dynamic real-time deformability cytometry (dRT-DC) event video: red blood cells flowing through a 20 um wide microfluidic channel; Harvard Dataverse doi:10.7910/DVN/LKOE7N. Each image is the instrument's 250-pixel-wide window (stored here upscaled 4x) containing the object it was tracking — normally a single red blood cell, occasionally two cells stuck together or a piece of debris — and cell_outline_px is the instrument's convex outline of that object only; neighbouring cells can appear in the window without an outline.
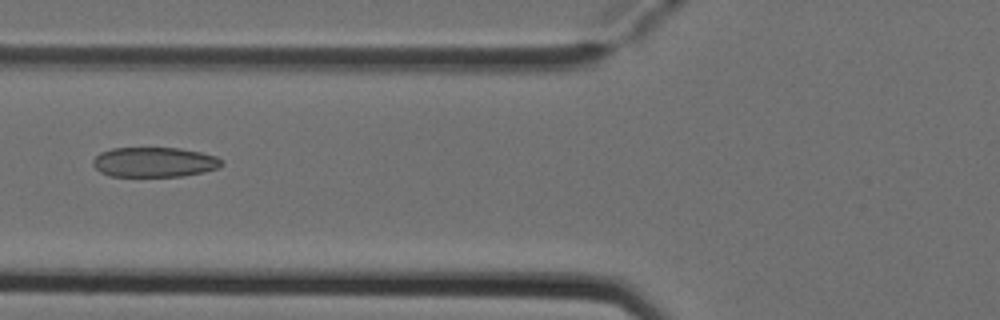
{"species": "Egyptian fruit bat (a non-hibernating species)", "species_latin": "Rousettus aegyptiacus", "temperature_condition": "cold", "stored_images_in_passage": 6, "camera_frame_rate_fps": 3000, "um_per_image_px": 0.085, "animal": {"sex": "female"}, "frame": {"image": 1, "passage_image": 6, "time_ms": 1.667, "image_size_px": [1000, 320], "cell_outline_px": [[224, 164], [220, 168], [204, 172], [180, 176], [108, 176], [100, 172], [92, 164], [92, 160], [100, 152], [112, 148], [180, 148], [200, 152], [216, 156]], "centroid_in_image_um": [13.11, 13.78], "position_along_channel_um": 112.7, "area_um2": 22.48}}